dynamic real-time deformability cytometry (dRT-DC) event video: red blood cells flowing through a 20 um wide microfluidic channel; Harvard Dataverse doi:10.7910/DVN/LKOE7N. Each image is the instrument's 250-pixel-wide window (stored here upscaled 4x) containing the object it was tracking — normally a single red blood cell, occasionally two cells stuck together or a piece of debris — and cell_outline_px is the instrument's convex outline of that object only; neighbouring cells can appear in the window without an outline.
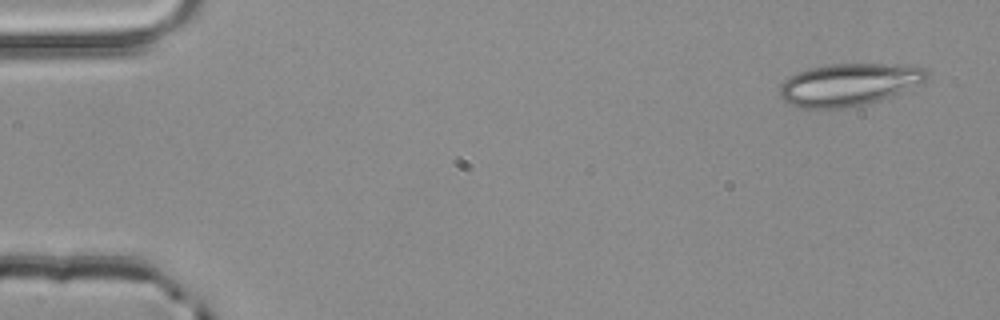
{"species": "common noctule bat (a hibernating species)", "species_latin": "Nyctalus noctula", "temperature_condition": "room temperature", "stored_images_in_passage": 3, "camera_frame_rate_fps": 3000, "um_per_image_px": 0.085, "animal": {"sex": "male", "body_mass_g": 20.4}, "frame": {"image": 1, "passage_image": 1, "time_ms": 0.0, "image_size_px": [1000, 320], "cell_outline_px": [[928, 76], [920, 84], [888, 96], [876, 100], [860, 104], [840, 108], [816, 112], [800, 108], [784, 100], [780, 96], [780, 88], [784, 80], [788, 76], [796, 72], [808, 68], [828, 64], [884, 64], [924, 68], [928, 72]], "centroid_in_image_um": [72.04, 7.2], "position_along_channel_um": 13.0, "area_um2": 36.13}}